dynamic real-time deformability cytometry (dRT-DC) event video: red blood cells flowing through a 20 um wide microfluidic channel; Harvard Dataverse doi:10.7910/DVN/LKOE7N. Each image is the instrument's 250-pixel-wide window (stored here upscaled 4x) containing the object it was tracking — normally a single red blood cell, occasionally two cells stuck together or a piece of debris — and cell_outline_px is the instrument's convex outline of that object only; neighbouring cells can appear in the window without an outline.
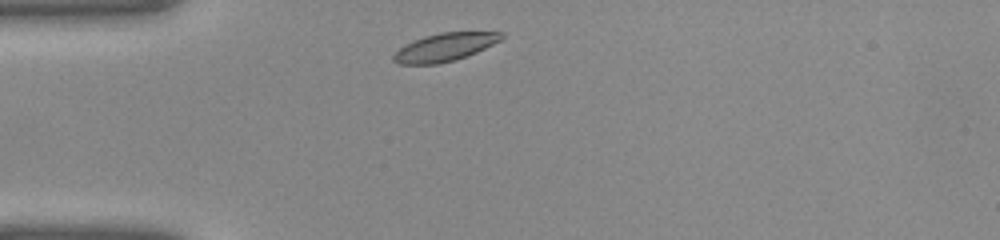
{"species": "common noctule bat (a hibernating species)", "species_latin": "Nyctalus noctula", "temperature_condition": "warm", "stored_images_in_passage": 26, "camera_frame_rate_fps": 3000, "um_per_image_px": 0.085, "animal": {"sex": "female", "body_mass_g": 22.0, "forearm_length_mm": 56.7}, "frame": {"image": 1, "passage_image": 1, "time_ms": 0.0, "image_size_px": [1000, 240], "cell_outline_px": [[504, 36], [500, 40], [476, 52], [452, 60], [436, 64], [400, 64], [392, 60], [392, 56], [400, 48], [424, 36], [440, 32], [504, 32]], "centroid_in_image_um": [37.8, 4.0], "position_along_channel_um": 47.2, "area_um2": 17.17}}
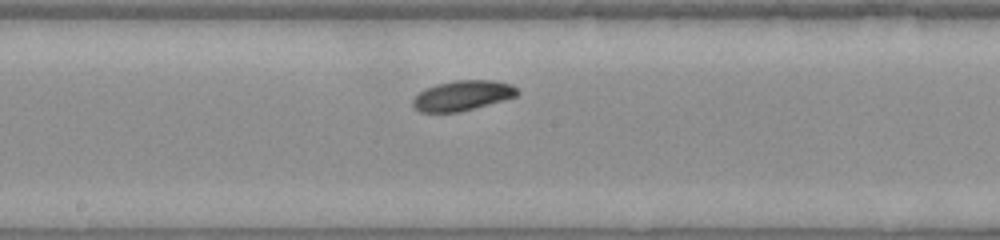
{"frame": {"image": 2, "passage_image": 12, "time_ms": 3.667, "image_size_px": [1000, 240], "cell_outline_px": [[520, 92], [516, 96], [472, 108], [456, 112], [420, 112], [412, 104], [412, 100], [420, 92], [436, 84], [456, 80], [492, 80], [512, 84]], "centroid_in_image_um": [39.31, 8.11], "position_along_channel_um": 208.9, "area_um2": 17.92}}
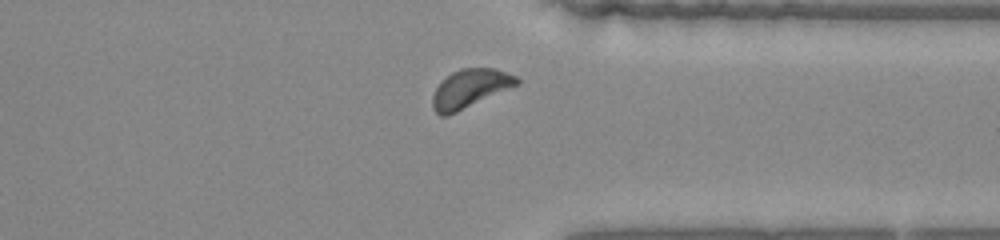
{"frame": {"image": 3, "passage_image": 22, "time_ms": 7.0, "image_size_px": [1000, 240], "cell_outline_px": [[520, 84], [448, 116], [440, 116], [432, 108], [432, 96], [436, 88], [452, 72], [460, 68], [492, 68], [516, 76], [520, 80]], "centroid_in_image_um": [39.95, 7.54], "position_along_channel_um": 371.5, "area_um2": 18.79}}